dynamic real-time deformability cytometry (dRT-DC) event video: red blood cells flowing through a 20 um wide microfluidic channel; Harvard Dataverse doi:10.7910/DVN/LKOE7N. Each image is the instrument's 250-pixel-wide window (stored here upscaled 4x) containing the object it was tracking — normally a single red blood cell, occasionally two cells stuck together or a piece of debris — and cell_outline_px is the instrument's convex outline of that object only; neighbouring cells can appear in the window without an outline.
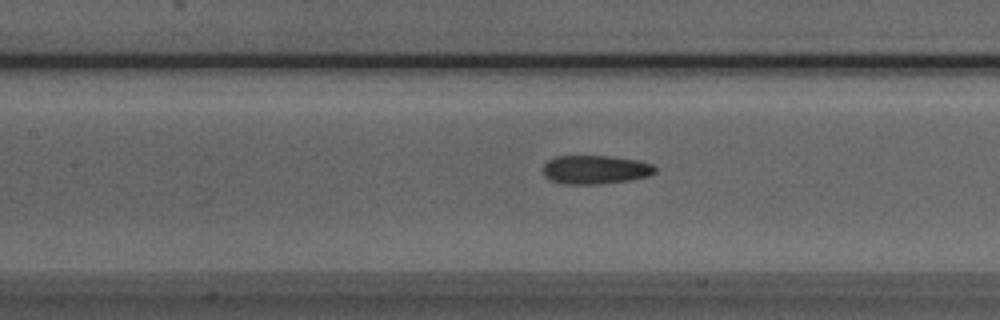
{"species": "Egyptian fruit bat (a non-hibernating species)", "species_latin": "Rousettus aegyptiacus", "temperature_condition": "room temperature", "stored_images_in_passage": 22, "camera_frame_rate_fps": 3000, "um_per_image_px": 0.085, "animal": {"sex": "male"}, "frame": {"image": 1, "passage_image": 16, "time_ms": 5.0, "image_size_px": [1000, 320], "cell_outline_px": [[656, 172], [648, 176], [632, 180], [596, 184], [564, 184], [552, 180], [544, 176], [544, 164], [548, 160], [556, 156], [612, 156], [640, 160], [652, 164], [656, 168]], "centroid_in_image_um": [50.64, 14.41], "position_along_channel_um": 156.8, "area_um2": 18.84}}
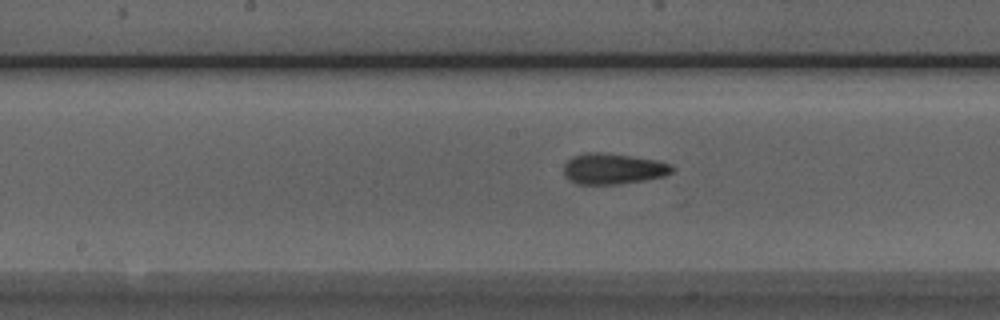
{"frame": {"image": 2, "passage_image": 19, "time_ms": 6.0, "image_size_px": [1000, 320], "cell_outline_px": [[676, 168], [672, 172], [664, 176], [644, 180], [620, 184], [576, 184], [568, 180], [564, 176], [564, 164], [572, 156], [584, 152], [600, 152], [656, 160], [672, 164]], "centroid_in_image_um": [52.09, 14.35], "position_along_channel_um": 196.1, "area_um2": 19.59}}